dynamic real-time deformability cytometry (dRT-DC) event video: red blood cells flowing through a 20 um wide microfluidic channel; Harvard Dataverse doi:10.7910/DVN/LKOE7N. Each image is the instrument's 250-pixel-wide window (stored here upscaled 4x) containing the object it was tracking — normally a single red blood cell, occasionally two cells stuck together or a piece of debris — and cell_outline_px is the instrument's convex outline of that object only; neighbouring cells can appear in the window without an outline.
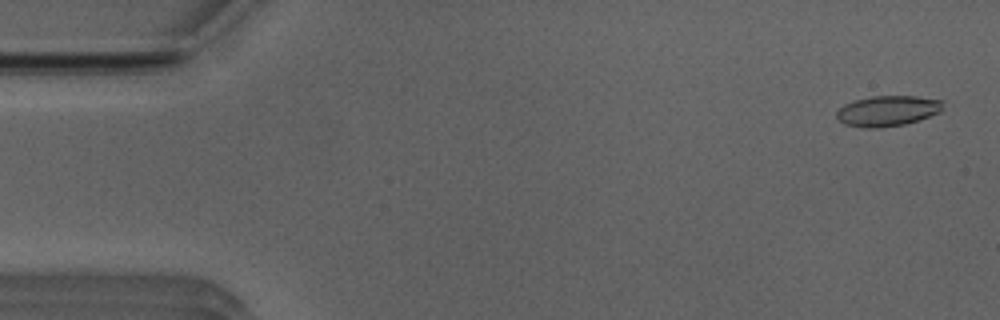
{"species": "Egyptian fruit bat (a non-hibernating species)", "species_latin": "Rousettus aegyptiacus", "temperature_condition": "room temperature", "stored_images_in_passage": 52, "camera_frame_rate_fps": 3000, "um_per_image_px": 0.085, "animal": {"sex": "male"}, "frame": {"image": 1, "passage_image": 2, "time_ms": 0.333, "image_size_px": [1000, 320], "cell_outline_px": [[944, 100], [940, 112], [904, 124], [876, 128], [864, 128], [844, 124], [836, 116], [836, 112], [844, 104], [852, 100], [872, 96], [916, 96]], "centroid_in_image_um": [75.41, 9.41], "position_along_channel_um": 9.6, "area_um2": 18.84}}
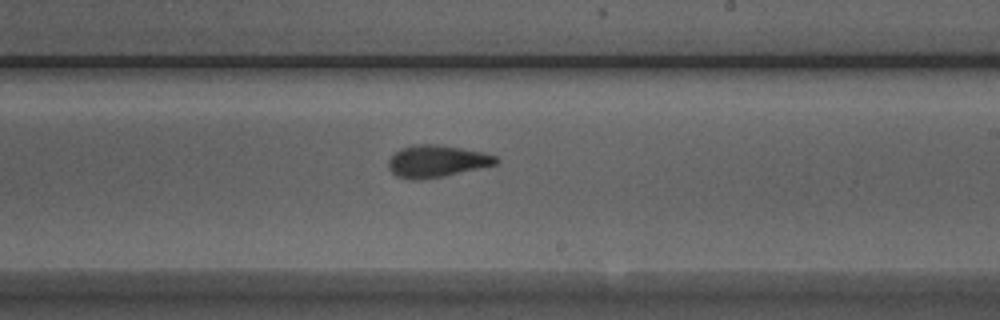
{"frame": {"image": 2, "passage_image": 30, "time_ms": 9.667, "image_size_px": [1000, 320], "cell_outline_px": [[500, 160], [496, 164], [444, 176], [420, 180], [412, 180], [396, 176], [388, 168], [388, 160], [396, 152], [404, 148], [416, 144], [436, 144], [484, 152], [496, 156]], "centroid_in_image_um": [37.12, 13.71], "position_along_channel_um": 251.9, "area_um2": 19.94}}
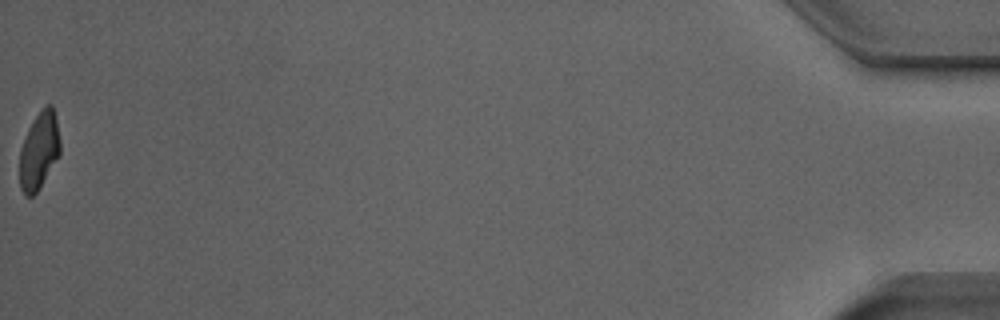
{"frame": {"image": 3, "passage_image": 52, "time_ms": 17.0, "image_size_px": [1000, 320], "cell_outline_px": [[60, 152], [36, 192], [32, 196], [24, 196], [20, 188], [20, 148], [28, 128], [32, 120], [48, 104], [52, 104], [56, 120], [60, 140]], "centroid_in_image_um": [3.3, 12.8], "position_along_channel_um": 431.9, "area_um2": 17.8}, "authors_computed_cell_mechanics": {"area_um2": 19.5075, "velocity_mm_per_s": 3.9339, "shape_relaxation_time_tau1_ms": null, "shape_relaxation_time_tau2_ms": 2.0173, "deformation_change_tau1": null, "deformation_change_tau2": 0.0833}}